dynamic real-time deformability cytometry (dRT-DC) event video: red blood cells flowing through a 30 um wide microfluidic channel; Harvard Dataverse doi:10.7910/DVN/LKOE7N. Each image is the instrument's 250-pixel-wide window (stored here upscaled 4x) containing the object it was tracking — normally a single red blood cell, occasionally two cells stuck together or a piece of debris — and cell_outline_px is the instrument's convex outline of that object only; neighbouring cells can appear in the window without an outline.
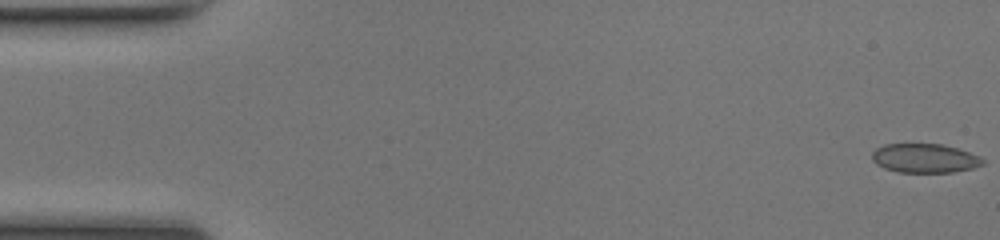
{"species": "common noctule bat (a hibernating species)", "species_latin": "Nyctalus noctula", "temperature_condition": "room temperature", "stored_images_in_passage": 49, "camera_frame_rate_fps": 3000, "um_per_image_px": 0.085, "animal": {"sex": "female", "body_mass_g": 17.0, "forearm_length_mm": 48.0}, "frame": {"image": 1, "passage_image": 1, "time_ms": 0.0, "image_size_px": [1000, 240], "cell_outline_px": [[984, 164], [972, 168], [952, 172], [896, 172], [884, 168], [876, 164], [872, 160], [872, 152], [876, 148], [884, 144], [944, 144], [980, 156], [984, 160]], "centroid_in_image_um": [78.58, 13.45], "position_along_channel_um": 6.4, "area_um2": 18.79}}
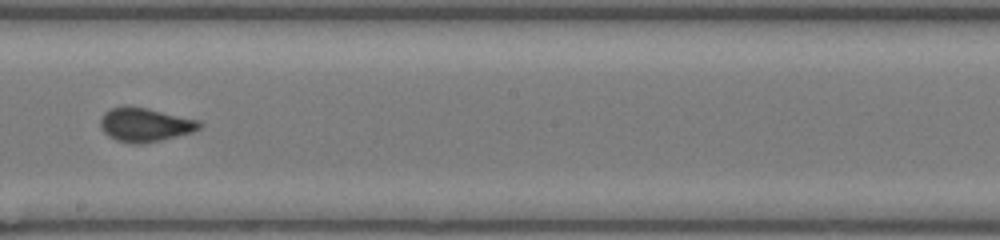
{"frame": {"image": 2, "passage_image": 28, "time_ms": 9.0, "image_size_px": [1000, 240], "cell_outline_px": [[204, 124], [200, 128], [192, 132], [160, 140], [132, 144], [116, 140], [108, 136], [100, 128], [100, 120], [104, 112], [112, 108], [124, 104], [148, 108], [200, 120]], "centroid_in_image_um": [12.31, 10.57], "position_along_channel_um": 235.9, "area_um2": 19.71}}
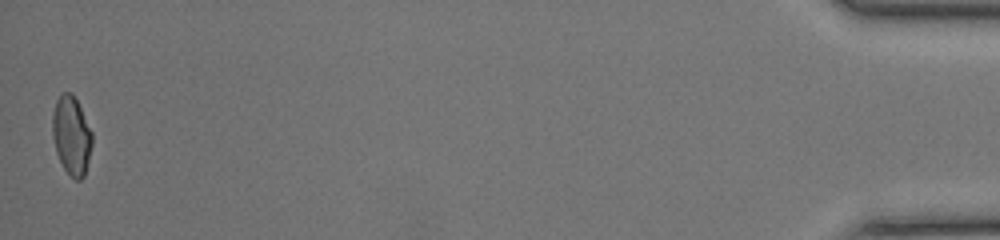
{"frame": {"image": 3, "passage_image": 49, "time_ms": 16.0, "image_size_px": [1000, 240], "cell_outline_px": [[92, 144], [84, 176], [80, 180], [76, 180], [64, 168], [56, 152], [52, 136], [52, 112], [56, 100], [64, 92], [72, 92], [92, 132]], "centroid_in_image_um": [6.06, 11.5], "position_along_channel_um": 429.1, "area_um2": 17.98}}